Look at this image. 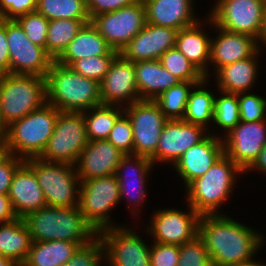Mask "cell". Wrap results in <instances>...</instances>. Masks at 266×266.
<instances>
[{"label": "cell", "instance_id": "6da1fadb", "mask_svg": "<svg viewBox=\"0 0 266 266\" xmlns=\"http://www.w3.org/2000/svg\"><path fill=\"white\" fill-rule=\"evenodd\" d=\"M260 234L222 213L200 215L198 236L213 266H240L255 261L253 256L264 242Z\"/></svg>", "mask_w": 266, "mask_h": 266}, {"label": "cell", "instance_id": "7a4b0ae2", "mask_svg": "<svg viewBox=\"0 0 266 266\" xmlns=\"http://www.w3.org/2000/svg\"><path fill=\"white\" fill-rule=\"evenodd\" d=\"M32 242L63 240L86 245L94 240L98 233L86 221L78 206H44L28 213L23 218Z\"/></svg>", "mask_w": 266, "mask_h": 266}, {"label": "cell", "instance_id": "3957f363", "mask_svg": "<svg viewBox=\"0 0 266 266\" xmlns=\"http://www.w3.org/2000/svg\"><path fill=\"white\" fill-rule=\"evenodd\" d=\"M46 103L59 111L84 112L101 105L100 83L53 61L45 76Z\"/></svg>", "mask_w": 266, "mask_h": 266}, {"label": "cell", "instance_id": "277c9868", "mask_svg": "<svg viewBox=\"0 0 266 266\" xmlns=\"http://www.w3.org/2000/svg\"><path fill=\"white\" fill-rule=\"evenodd\" d=\"M244 171L225 153L202 176L191 181L186 189L187 204L199 215L219 214L220 206L229 199L236 176Z\"/></svg>", "mask_w": 266, "mask_h": 266}, {"label": "cell", "instance_id": "5b68a950", "mask_svg": "<svg viewBox=\"0 0 266 266\" xmlns=\"http://www.w3.org/2000/svg\"><path fill=\"white\" fill-rule=\"evenodd\" d=\"M59 110L45 103L7 128L5 141L11 155L27 160L39 158L55 129Z\"/></svg>", "mask_w": 266, "mask_h": 266}, {"label": "cell", "instance_id": "8992f818", "mask_svg": "<svg viewBox=\"0 0 266 266\" xmlns=\"http://www.w3.org/2000/svg\"><path fill=\"white\" fill-rule=\"evenodd\" d=\"M45 103V77L11 73L0 76V111L7 126Z\"/></svg>", "mask_w": 266, "mask_h": 266}, {"label": "cell", "instance_id": "52a82bcc", "mask_svg": "<svg viewBox=\"0 0 266 266\" xmlns=\"http://www.w3.org/2000/svg\"><path fill=\"white\" fill-rule=\"evenodd\" d=\"M25 163L35 172L48 206L75 207L79 203L81 181L76 166L29 158Z\"/></svg>", "mask_w": 266, "mask_h": 266}, {"label": "cell", "instance_id": "ba28073f", "mask_svg": "<svg viewBox=\"0 0 266 266\" xmlns=\"http://www.w3.org/2000/svg\"><path fill=\"white\" fill-rule=\"evenodd\" d=\"M78 207L86 221L97 233L115 227L109 212L120 201L119 182L116 175H107L81 181Z\"/></svg>", "mask_w": 266, "mask_h": 266}, {"label": "cell", "instance_id": "9c48e42d", "mask_svg": "<svg viewBox=\"0 0 266 266\" xmlns=\"http://www.w3.org/2000/svg\"><path fill=\"white\" fill-rule=\"evenodd\" d=\"M88 142L83 113L59 111L55 129L39 158L46 162L75 165Z\"/></svg>", "mask_w": 266, "mask_h": 266}, {"label": "cell", "instance_id": "30bf717a", "mask_svg": "<svg viewBox=\"0 0 266 266\" xmlns=\"http://www.w3.org/2000/svg\"><path fill=\"white\" fill-rule=\"evenodd\" d=\"M208 21L224 30L250 35L259 41L266 0H216Z\"/></svg>", "mask_w": 266, "mask_h": 266}, {"label": "cell", "instance_id": "8fae6325", "mask_svg": "<svg viewBox=\"0 0 266 266\" xmlns=\"http://www.w3.org/2000/svg\"><path fill=\"white\" fill-rule=\"evenodd\" d=\"M9 73L45 77L54 61L45 48L32 43L16 19H6Z\"/></svg>", "mask_w": 266, "mask_h": 266}, {"label": "cell", "instance_id": "7c38bea8", "mask_svg": "<svg viewBox=\"0 0 266 266\" xmlns=\"http://www.w3.org/2000/svg\"><path fill=\"white\" fill-rule=\"evenodd\" d=\"M133 131V155L152 158L168 120L154 100H139L124 107Z\"/></svg>", "mask_w": 266, "mask_h": 266}, {"label": "cell", "instance_id": "4fadbf2b", "mask_svg": "<svg viewBox=\"0 0 266 266\" xmlns=\"http://www.w3.org/2000/svg\"><path fill=\"white\" fill-rule=\"evenodd\" d=\"M91 23L100 35L116 51L120 52L146 24V9L143 0L95 16Z\"/></svg>", "mask_w": 266, "mask_h": 266}, {"label": "cell", "instance_id": "5bb4252c", "mask_svg": "<svg viewBox=\"0 0 266 266\" xmlns=\"http://www.w3.org/2000/svg\"><path fill=\"white\" fill-rule=\"evenodd\" d=\"M133 228L115 226L98 233L105 248L109 266H150L151 246Z\"/></svg>", "mask_w": 266, "mask_h": 266}, {"label": "cell", "instance_id": "9a60e30c", "mask_svg": "<svg viewBox=\"0 0 266 266\" xmlns=\"http://www.w3.org/2000/svg\"><path fill=\"white\" fill-rule=\"evenodd\" d=\"M189 208V213L177 208L156 211L146 229L154 238L153 242L181 246L198 236L200 215L191 206Z\"/></svg>", "mask_w": 266, "mask_h": 266}, {"label": "cell", "instance_id": "2e32d148", "mask_svg": "<svg viewBox=\"0 0 266 266\" xmlns=\"http://www.w3.org/2000/svg\"><path fill=\"white\" fill-rule=\"evenodd\" d=\"M224 137V153L245 172L266 144V120L240 121Z\"/></svg>", "mask_w": 266, "mask_h": 266}, {"label": "cell", "instance_id": "e0dca14e", "mask_svg": "<svg viewBox=\"0 0 266 266\" xmlns=\"http://www.w3.org/2000/svg\"><path fill=\"white\" fill-rule=\"evenodd\" d=\"M203 126L189 124L183 120L168 119L162 129L155 155L156 162H175L192 146L202 141L209 133Z\"/></svg>", "mask_w": 266, "mask_h": 266}, {"label": "cell", "instance_id": "ac0fdd59", "mask_svg": "<svg viewBox=\"0 0 266 266\" xmlns=\"http://www.w3.org/2000/svg\"><path fill=\"white\" fill-rule=\"evenodd\" d=\"M100 97L102 104L120 107L140 100L132 61L124 59L120 54L114 58L100 82Z\"/></svg>", "mask_w": 266, "mask_h": 266}, {"label": "cell", "instance_id": "d6986e66", "mask_svg": "<svg viewBox=\"0 0 266 266\" xmlns=\"http://www.w3.org/2000/svg\"><path fill=\"white\" fill-rule=\"evenodd\" d=\"M178 31L146 23L144 28L122 48L119 54L133 63L159 60L160 56L168 49L175 47Z\"/></svg>", "mask_w": 266, "mask_h": 266}, {"label": "cell", "instance_id": "ffe728a7", "mask_svg": "<svg viewBox=\"0 0 266 266\" xmlns=\"http://www.w3.org/2000/svg\"><path fill=\"white\" fill-rule=\"evenodd\" d=\"M125 155L107 139L89 140L75 164L80 181L116 174Z\"/></svg>", "mask_w": 266, "mask_h": 266}, {"label": "cell", "instance_id": "44dd1931", "mask_svg": "<svg viewBox=\"0 0 266 266\" xmlns=\"http://www.w3.org/2000/svg\"><path fill=\"white\" fill-rule=\"evenodd\" d=\"M213 132L210 131L202 141L190 147L175 162V171L184 181L185 187L194 179L204 175L224 154L222 137Z\"/></svg>", "mask_w": 266, "mask_h": 266}, {"label": "cell", "instance_id": "7402d4cb", "mask_svg": "<svg viewBox=\"0 0 266 266\" xmlns=\"http://www.w3.org/2000/svg\"><path fill=\"white\" fill-rule=\"evenodd\" d=\"M153 167L150 158L133 154H126L117 167L115 175L119 182L120 201L125 197L126 201L132 203L131 210L134 214L138 211V207L145 202L147 196L145 180ZM129 172L132 174L130 175Z\"/></svg>", "mask_w": 266, "mask_h": 266}, {"label": "cell", "instance_id": "603a6c76", "mask_svg": "<svg viewBox=\"0 0 266 266\" xmlns=\"http://www.w3.org/2000/svg\"><path fill=\"white\" fill-rule=\"evenodd\" d=\"M213 27L219 33L216 39H211L210 63L215 65V72L221 67L247 59L260 50L258 40L250 35L230 32L216 25Z\"/></svg>", "mask_w": 266, "mask_h": 266}, {"label": "cell", "instance_id": "cb8c5ba5", "mask_svg": "<svg viewBox=\"0 0 266 266\" xmlns=\"http://www.w3.org/2000/svg\"><path fill=\"white\" fill-rule=\"evenodd\" d=\"M8 197L18 218L47 205L35 172L25 162L13 176Z\"/></svg>", "mask_w": 266, "mask_h": 266}, {"label": "cell", "instance_id": "d4e9b609", "mask_svg": "<svg viewBox=\"0 0 266 266\" xmlns=\"http://www.w3.org/2000/svg\"><path fill=\"white\" fill-rule=\"evenodd\" d=\"M146 9V23L169 27L175 30L194 25L193 0H143ZM193 3V4H192Z\"/></svg>", "mask_w": 266, "mask_h": 266}, {"label": "cell", "instance_id": "484cf974", "mask_svg": "<svg viewBox=\"0 0 266 266\" xmlns=\"http://www.w3.org/2000/svg\"><path fill=\"white\" fill-rule=\"evenodd\" d=\"M118 54L119 52L114 50L100 35L97 28L89 22L81 28L56 61L59 64L69 66L73 61L82 58Z\"/></svg>", "mask_w": 266, "mask_h": 266}, {"label": "cell", "instance_id": "4316f807", "mask_svg": "<svg viewBox=\"0 0 266 266\" xmlns=\"http://www.w3.org/2000/svg\"><path fill=\"white\" fill-rule=\"evenodd\" d=\"M134 68L140 100H154L162 92L180 82L159 60L134 62Z\"/></svg>", "mask_w": 266, "mask_h": 266}, {"label": "cell", "instance_id": "83f0119b", "mask_svg": "<svg viewBox=\"0 0 266 266\" xmlns=\"http://www.w3.org/2000/svg\"><path fill=\"white\" fill-rule=\"evenodd\" d=\"M258 50L253 56L237 61L235 63L219 68L215 77L216 87L219 91L232 94L247 93L255 85L259 65L257 56L260 55Z\"/></svg>", "mask_w": 266, "mask_h": 266}, {"label": "cell", "instance_id": "f1b7e54d", "mask_svg": "<svg viewBox=\"0 0 266 266\" xmlns=\"http://www.w3.org/2000/svg\"><path fill=\"white\" fill-rule=\"evenodd\" d=\"M200 20L177 33L176 48L209 79L211 37L201 29ZM208 67V68H207Z\"/></svg>", "mask_w": 266, "mask_h": 266}, {"label": "cell", "instance_id": "f546056e", "mask_svg": "<svg viewBox=\"0 0 266 266\" xmlns=\"http://www.w3.org/2000/svg\"><path fill=\"white\" fill-rule=\"evenodd\" d=\"M80 245L63 240L32 242L23 266H64Z\"/></svg>", "mask_w": 266, "mask_h": 266}, {"label": "cell", "instance_id": "4dcf8cb0", "mask_svg": "<svg viewBox=\"0 0 266 266\" xmlns=\"http://www.w3.org/2000/svg\"><path fill=\"white\" fill-rule=\"evenodd\" d=\"M32 240L22 218L0 224V255L22 265L26 260Z\"/></svg>", "mask_w": 266, "mask_h": 266}, {"label": "cell", "instance_id": "1f68e13d", "mask_svg": "<svg viewBox=\"0 0 266 266\" xmlns=\"http://www.w3.org/2000/svg\"><path fill=\"white\" fill-rule=\"evenodd\" d=\"M91 19L49 20L45 50L56 61L66 50L81 28Z\"/></svg>", "mask_w": 266, "mask_h": 266}, {"label": "cell", "instance_id": "d6a6232c", "mask_svg": "<svg viewBox=\"0 0 266 266\" xmlns=\"http://www.w3.org/2000/svg\"><path fill=\"white\" fill-rule=\"evenodd\" d=\"M207 82L209 80L205 78L193 87L187 101L185 115L182 119L189 124L203 126L206 130L209 129V123L213 122L215 101V95L211 90L209 91L205 88L206 84H208Z\"/></svg>", "mask_w": 266, "mask_h": 266}, {"label": "cell", "instance_id": "836d02e7", "mask_svg": "<svg viewBox=\"0 0 266 266\" xmlns=\"http://www.w3.org/2000/svg\"><path fill=\"white\" fill-rule=\"evenodd\" d=\"M124 108L101 104L82 112L89 140L107 139L117 118Z\"/></svg>", "mask_w": 266, "mask_h": 266}, {"label": "cell", "instance_id": "e575fe53", "mask_svg": "<svg viewBox=\"0 0 266 266\" xmlns=\"http://www.w3.org/2000/svg\"><path fill=\"white\" fill-rule=\"evenodd\" d=\"M197 83L199 82L180 81L154 99L167 119H183L191 89Z\"/></svg>", "mask_w": 266, "mask_h": 266}, {"label": "cell", "instance_id": "d590c367", "mask_svg": "<svg viewBox=\"0 0 266 266\" xmlns=\"http://www.w3.org/2000/svg\"><path fill=\"white\" fill-rule=\"evenodd\" d=\"M36 11L48 20L90 19L86 0H37Z\"/></svg>", "mask_w": 266, "mask_h": 266}, {"label": "cell", "instance_id": "8d00e7d4", "mask_svg": "<svg viewBox=\"0 0 266 266\" xmlns=\"http://www.w3.org/2000/svg\"><path fill=\"white\" fill-rule=\"evenodd\" d=\"M161 65L180 81L201 82L204 74L176 46L160 56Z\"/></svg>", "mask_w": 266, "mask_h": 266}, {"label": "cell", "instance_id": "74e56055", "mask_svg": "<svg viewBox=\"0 0 266 266\" xmlns=\"http://www.w3.org/2000/svg\"><path fill=\"white\" fill-rule=\"evenodd\" d=\"M215 96L213 122L222 128L225 135L240 123L238 94L219 91Z\"/></svg>", "mask_w": 266, "mask_h": 266}, {"label": "cell", "instance_id": "f35d334b", "mask_svg": "<svg viewBox=\"0 0 266 266\" xmlns=\"http://www.w3.org/2000/svg\"><path fill=\"white\" fill-rule=\"evenodd\" d=\"M117 55H101L73 61L69 67L84 77L101 82Z\"/></svg>", "mask_w": 266, "mask_h": 266}, {"label": "cell", "instance_id": "ab89813d", "mask_svg": "<svg viewBox=\"0 0 266 266\" xmlns=\"http://www.w3.org/2000/svg\"><path fill=\"white\" fill-rule=\"evenodd\" d=\"M177 266H213L211 257L199 236L179 246Z\"/></svg>", "mask_w": 266, "mask_h": 266}, {"label": "cell", "instance_id": "60d3db41", "mask_svg": "<svg viewBox=\"0 0 266 266\" xmlns=\"http://www.w3.org/2000/svg\"><path fill=\"white\" fill-rule=\"evenodd\" d=\"M28 39L45 48L49 20L37 11L29 12L16 19Z\"/></svg>", "mask_w": 266, "mask_h": 266}, {"label": "cell", "instance_id": "b9f144b4", "mask_svg": "<svg viewBox=\"0 0 266 266\" xmlns=\"http://www.w3.org/2000/svg\"><path fill=\"white\" fill-rule=\"evenodd\" d=\"M104 259V244L101 238L97 236L90 243L80 246L64 266H101L100 262Z\"/></svg>", "mask_w": 266, "mask_h": 266}, {"label": "cell", "instance_id": "7bdbcfd3", "mask_svg": "<svg viewBox=\"0 0 266 266\" xmlns=\"http://www.w3.org/2000/svg\"><path fill=\"white\" fill-rule=\"evenodd\" d=\"M240 121L266 120V99L252 93L238 94Z\"/></svg>", "mask_w": 266, "mask_h": 266}, {"label": "cell", "instance_id": "ee69618b", "mask_svg": "<svg viewBox=\"0 0 266 266\" xmlns=\"http://www.w3.org/2000/svg\"><path fill=\"white\" fill-rule=\"evenodd\" d=\"M125 154H133V131L129 117L123 112L115 121L107 138Z\"/></svg>", "mask_w": 266, "mask_h": 266}, {"label": "cell", "instance_id": "f6af8a7d", "mask_svg": "<svg viewBox=\"0 0 266 266\" xmlns=\"http://www.w3.org/2000/svg\"><path fill=\"white\" fill-rule=\"evenodd\" d=\"M179 246L153 242L150 251V266H177Z\"/></svg>", "mask_w": 266, "mask_h": 266}, {"label": "cell", "instance_id": "bcb514c9", "mask_svg": "<svg viewBox=\"0 0 266 266\" xmlns=\"http://www.w3.org/2000/svg\"><path fill=\"white\" fill-rule=\"evenodd\" d=\"M37 0H0V18L17 19L36 11Z\"/></svg>", "mask_w": 266, "mask_h": 266}, {"label": "cell", "instance_id": "7dc6e473", "mask_svg": "<svg viewBox=\"0 0 266 266\" xmlns=\"http://www.w3.org/2000/svg\"><path fill=\"white\" fill-rule=\"evenodd\" d=\"M139 0H86L89 18L103 13L113 12L123 7L130 6Z\"/></svg>", "mask_w": 266, "mask_h": 266}, {"label": "cell", "instance_id": "c3c4849f", "mask_svg": "<svg viewBox=\"0 0 266 266\" xmlns=\"http://www.w3.org/2000/svg\"><path fill=\"white\" fill-rule=\"evenodd\" d=\"M24 162V159L10 155L0 164V194L8 195L13 176Z\"/></svg>", "mask_w": 266, "mask_h": 266}, {"label": "cell", "instance_id": "681fc988", "mask_svg": "<svg viewBox=\"0 0 266 266\" xmlns=\"http://www.w3.org/2000/svg\"><path fill=\"white\" fill-rule=\"evenodd\" d=\"M9 73L6 19L0 18V76Z\"/></svg>", "mask_w": 266, "mask_h": 266}, {"label": "cell", "instance_id": "f907efd6", "mask_svg": "<svg viewBox=\"0 0 266 266\" xmlns=\"http://www.w3.org/2000/svg\"><path fill=\"white\" fill-rule=\"evenodd\" d=\"M18 218L12 208L8 195L0 194V224L14 221Z\"/></svg>", "mask_w": 266, "mask_h": 266}, {"label": "cell", "instance_id": "816d5d0a", "mask_svg": "<svg viewBox=\"0 0 266 266\" xmlns=\"http://www.w3.org/2000/svg\"><path fill=\"white\" fill-rule=\"evenodd\" d=\"M253 169H258V172L262 171L266 173V144L263 146L261 152L258 154L253 164L244 173L251 170L253 171Z\"/></svg>", "mask_w": 266, "mask_h": 266}, {"label": "cell", "instance_id": "f5cc1de1", "mask_svg": "<svg viewBox=\"0 0 266 266\" xmlns=\"http://www.w3.org/2000/svg\"><path fill=\"white\" fill-rule=\"evenodd\" d=\"M9 147L5 139H0V164L10 156Z\"/></svg>", "mask_w": 266, "mask_h": 266}, {"label": "cell", "instance_id": "db71d44e", "mask_svg": "<svg viewBox=\"0 0 266 266\" xmlns=\"http://www.w3.org/2000/svg\"><path fill=\"white\" fill-rule=\"evenodd\" d=\"M259 45H260V48H261V44L264 46H266V10H265V15H264V21H263V28H262V31H261V36L259 38ZM261 42V44H260Z\"/></svg>", "mask_w": 266, "mask_h": 266}, {"label": "cell", "instance_id": "11a10c76", "mask_svg": "<svg viewBox=\"0 0 266 266\" xmlns=\"http://www.w3.org/2000/svg\"><path fill=\"white\" fill-rule=\"evenodd\" d=\"M8 126L5 124L0 111V139H5Z\"/></svg>", "mask_w": 266, "mask_h": 266}, {"label": "cell", "instance_id": "9f6ffc18", "mask_svg": "<svg viewBox=\"0 0 266 266\" xmlns=\"http://www.w3.org/2000/svg\"><path fill=\"white\" fill-rule=\"evenodd\" d=\"M0 266H18V264L10 258L0 255Z\"/></svg>", "mask_w": 266, "mask_h": 266}, {"label": "cell", "instance_id": "6f0895ef", "mask_svg": "<svg viewBox=\"0 0 266 266\" xmlns=\"http://www.w3.org/2000/svg\"><path fill=\"white\" fill-rule=\"evenodd\" d=\"M240 266H266V264H264V263L262 264L260 262L253 261L251 263L240 265Z\"/></svg>", "mask_w": 266, "mask_h": 266}]
</instances>
